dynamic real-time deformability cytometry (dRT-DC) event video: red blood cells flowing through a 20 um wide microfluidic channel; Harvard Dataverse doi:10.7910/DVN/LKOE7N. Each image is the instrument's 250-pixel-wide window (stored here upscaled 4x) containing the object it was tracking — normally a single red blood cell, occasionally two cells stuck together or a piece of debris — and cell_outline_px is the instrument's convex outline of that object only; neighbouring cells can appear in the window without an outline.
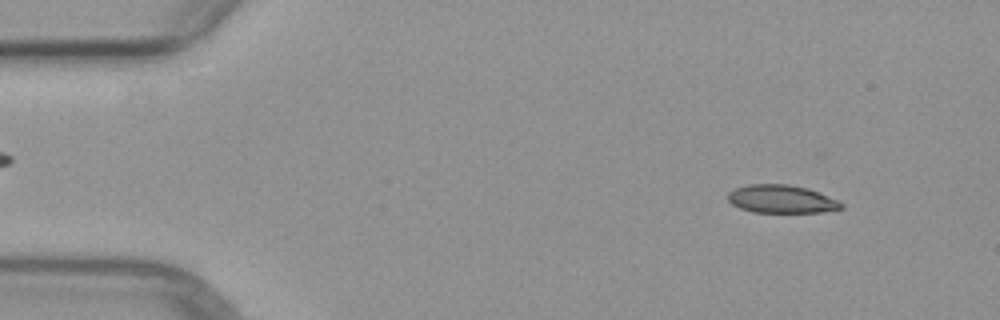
{"species": "common noctule bat (a hibernating species)", "species_latin": "Nyctalus noctula", "temperature_condition": "warm", "stored_images_in_passage": 6, "camera_frame_rate_fps": 3000, "um_per_image_px": 0.085, "animal": {"sex": "female", "body_mass_g": 29.2, "forearm_length_mm": 56.3}, "frame": {"image": 1, "passage_image": 2, "time_ms": 1.333, "image_size_px": [1000, 320], "cell_outline_px": [[844, 208], [824, 212], [752, 212], [740, 208], [732, 204], [728, 200], [728, 192], [732, 188], [748, 184], [788, 184], [808, 188], [836, 200], [844, 204]], "centroid_in_image_um": [66.39, 16.91], "position_along_channel_um": 18.6, "area_um2": 18.61}}
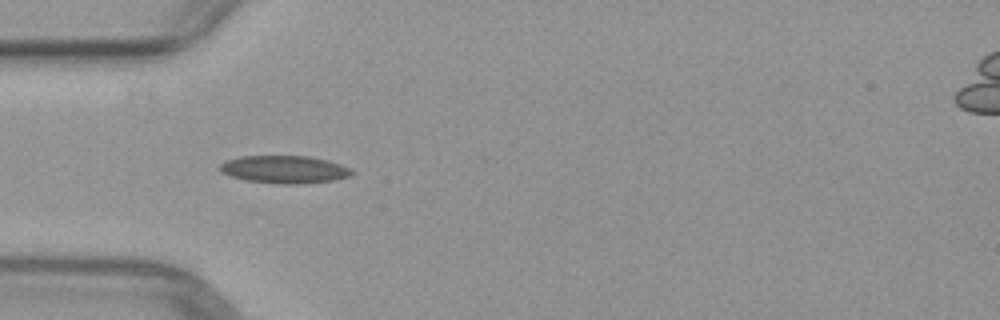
{"frame": {"image": 2, "passage_image": 5, "time_ms": 4.667, "image_size_px": [1000, 320], "cell_outline_px": [[356, 172], [352, 176], [332, 180], [300, 184], [280, 184], [248, 180], [232, 176], [220, 172], [220, 164], [228, 160], [240, 156], [308, 156], [328, 160], [352, 168]], "centroid_in_image_um": [24.24, 14.4], "position_along_channel_um": 60.8, "area_um2": 21.27}}
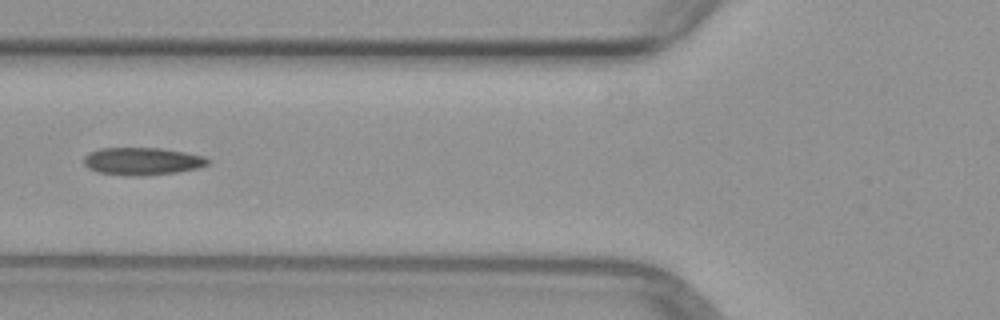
{"frame": {"image": 3, "passage_image": 6, "time_ms": 6.0, "image_size_px": [1000, 320], "cell_outline_px": [[212, 164], [196, 168], [176, 172], [144, 176], [136, 176], [96, 172], [88, 168], [84, 164], [84, 156], [100, 148], [160, 148], [184, 152], [204, 156], [212, 160]], "centroid_in_image_um": [12.13, 13.71], "position_along_channel_um": 113.7, "area_um2": 19.94}}